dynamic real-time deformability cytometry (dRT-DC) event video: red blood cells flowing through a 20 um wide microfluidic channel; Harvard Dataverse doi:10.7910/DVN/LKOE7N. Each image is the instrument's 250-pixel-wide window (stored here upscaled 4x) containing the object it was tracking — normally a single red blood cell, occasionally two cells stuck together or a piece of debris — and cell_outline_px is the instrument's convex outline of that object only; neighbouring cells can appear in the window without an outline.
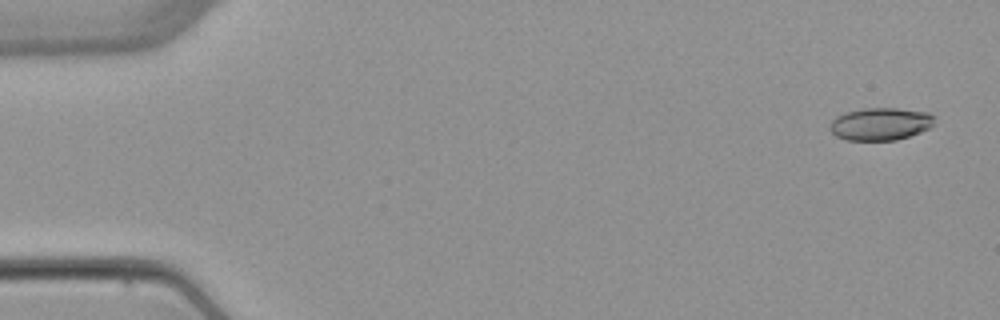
{"species": "common noctule bat (a hibernating species)", "species_latin": "Nyctalus noctula", "temperature_condition": "warm", "stored_images_in_passage": 4, "camera_frame_rate_fps": 3000, "um_per_image_px": 0.085, "animal": {"sex": "female", "body_mass_g": 22.7, "forearm_length_mm": 54.2}, "frame": {"image": 1, "passage_image": 1, "time_ms": 0.0, "image_size_px": [1000, 320], "cell_outline_px": [[936, 116], [932, 124], [928, 128], [920, 132], [896, 140], [848, 140], [836, 136], [828, 128], [832, 120], [836, 116], [844, 112], [864, 108], [900, 108], [928, 112]], "centroid_in_image_um": [74.82, 10.52], "position_along_channel_um": 10.2, "area_um2": 19.94}}
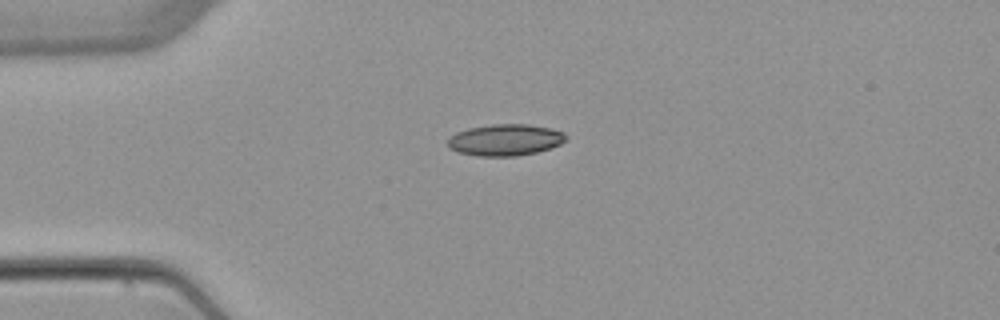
{"frame": {"image": 2, "passage_image": 4, "time_ms": 3.667, "image_size_px": [1000, 320], "cell_outline_px": [[568, 140], [560, 144], [536, 152], [516, 156], [476, 156], [456, 152], [448, 148], [448, 140], [456, 132], [468, 128], [492, 124], [528, 124], [552, 128], [564, 132], [568, 136]], "centroid_in_image_um": [42.95, 11.89], "position_along_channel_um": 42.0, "area_um2": 21.91}}